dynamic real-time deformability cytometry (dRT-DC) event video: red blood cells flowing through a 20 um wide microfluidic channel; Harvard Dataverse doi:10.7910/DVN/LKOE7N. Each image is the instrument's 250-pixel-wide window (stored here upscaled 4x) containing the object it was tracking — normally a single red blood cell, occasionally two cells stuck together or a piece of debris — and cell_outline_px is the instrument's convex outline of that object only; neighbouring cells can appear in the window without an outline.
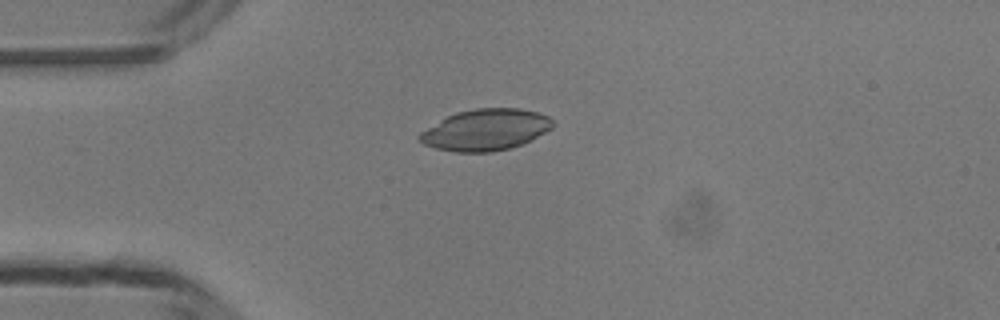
{"species": "common noctule bat (a hibernating species)", "species_latin": "Nyctalus noctula", "temperature_condition": "room temperature", "stored_images_in_passage": 37, "camera_frame_rate_fps": 3000, "um_per_image_px": 0.085, "animal": {"sex": "male", "body_mass_g": 13.3}, "frame": {"image": 1, "passage_image": 1, "time_ms": 0.0, "image_size_px": [1000, 320], "cell_outline_px": [[556, 124], [552, 128], [520, 144], [508, 148], [492, 152], [456, 152], [436, 148], [424, 144], [416, 136], [420, 132], [448, 116], [456, 112], [476, 108], [520, 108], [536, 112], [548, 116]], "centroid_in_image_um": [41.26, 11.02], "position_along_channel_um": 43.7, "area_um2": 31.73}}
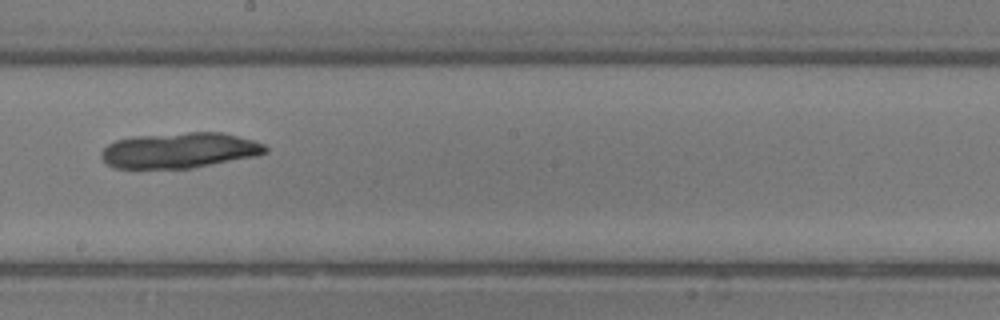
{"frame": {"image": 2, "passage_image": 16, "time_ms": 5.0, "image_size_px": [1000, 320], "cell_outline_px": [[268, 152], [256, 156], [188, 168], [116, 168], [108, 164], [100, 156], [100, 152], [108, 144], [116, 140], [132, 136], [188, 132], [220, 132], [252, 140], [264, 144], [268, 148]], "centroid_in_image_um": [15.24, 12.77], "position_along_channel_um": 233.0, "area_um2": 33.76}}
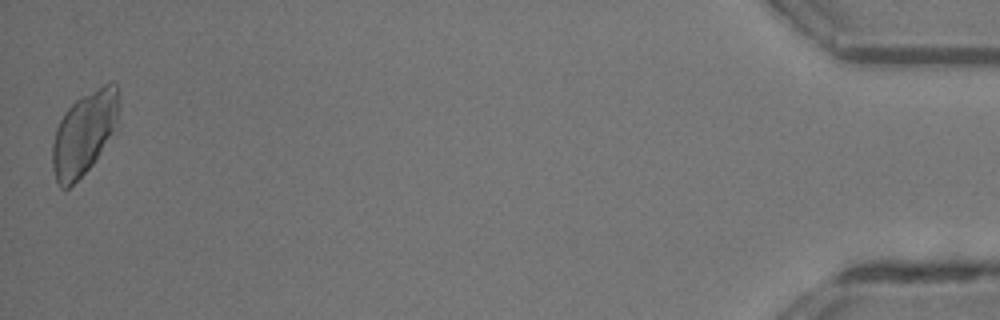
{"frame": {"image": 3, "passage_image": 37, "time_ms": 12.0, "image_size_px": [1000, 320], "cell_outline_px": [[116, 116], [112, 132], [92, 164], [68, 188], [60, 188], [56, 180], [52, 168], [52, 144], [56, 128], [64, 112], [76, 100], [104, 84], [112, 80], [116, 84]], "centroid_in_image_um": [7.07, 11.35], "position_along_channel_um": 428.1, "area_um2": 30.92}}